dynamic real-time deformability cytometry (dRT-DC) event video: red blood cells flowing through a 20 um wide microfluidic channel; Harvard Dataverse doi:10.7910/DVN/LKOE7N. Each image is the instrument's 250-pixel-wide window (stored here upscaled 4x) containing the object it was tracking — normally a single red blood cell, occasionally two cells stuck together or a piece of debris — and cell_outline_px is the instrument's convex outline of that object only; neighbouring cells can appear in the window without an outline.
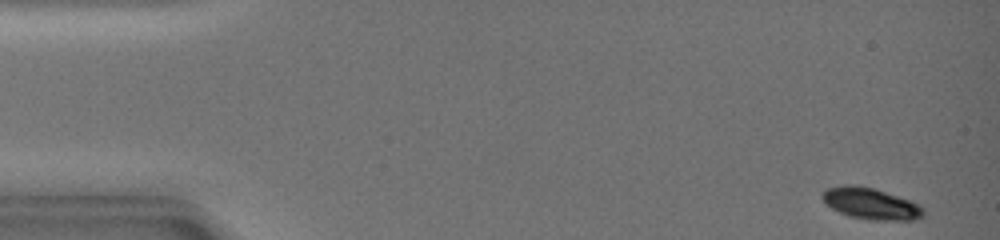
{"species": "common noctule bat (a hibernating species)", "species_latin": "Nyctalus noctula", "temperature_condition": "warm", "stored_images_in_passage": 44, "camera_frame_rate_fps": 3000, "um_per_image_px": 0.085, "animal": {"sex": "female", "body_mass_g": 19.0, "forearm_length_mm": 51.5}, "frame": {"image": 1, "passage_image": 1, "time_ms": 0.0, "image_size_px": [1000, 240], "cell_outline_px": [[924, 216], [916, 220], [868, 220], [848, 216], [832, 208], [820, 196], [828, 188], [844, 184], [852, 184], [872, 188], [920, 204], [924, 208]], "centroid_in_image_um": [74.04, 17.32], "position_along_channel_um": 11.0, "area_um2": 18.38}}
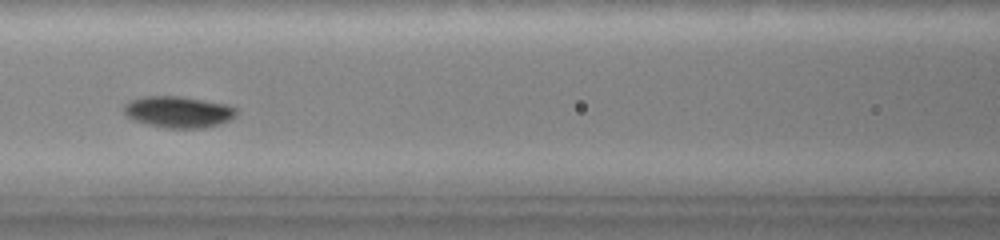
{"frame": {"image": 2, "passage_image": 20, "time_ms": 6.333, "image_size_px": [1000, 240], "cell_outline_px": [[240, 108], [236, 116], [220, 124], [204, 128], [164, 128], [132, 120], [124, 112], [124, 104], [128, 100], [140, 96], [180, 96], [228, 104]], "centroid_in_image_um": [15.18, 9.5], "position_along_channel_um": 151.4, "area_um2": 20.98}}
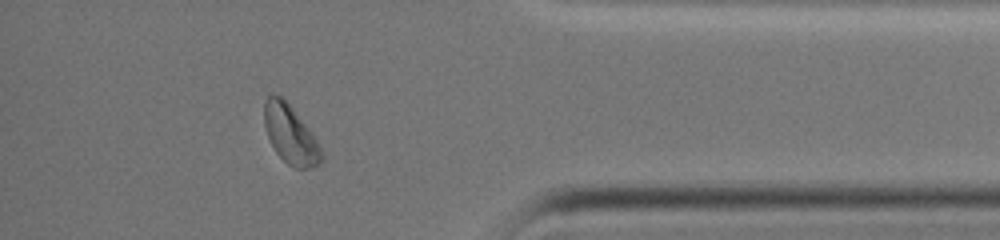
{"frame": {"image": 3, "passage_image": 39, "time_ms": 12.667, "image_size_px": [1000, 240], "cell_outline_px": [[324, 160], [320, 164], [308, 168], [296, 168], [288, 164], [276, 152], [268, 136], [264, 124], [264, 100], [272, 92], [280, 96], [292, 108], [316, 140], [324, 156]], "centroid_in_image_um": [24.67, 11.43], "position_along_channel_um": 410.5, "area_um2": 19.13}, "authors_computed_cell_mechanics": {"area_um2": 19.5075, "velocity_mm_per_s": 4.3276, "shape_relaxation_time_tau1_ms": 2.39, "shape_relaxation_time_tau2_ms": null, "deformation_change_tau1": 0.1077, "deformation_change_tau2": null}}